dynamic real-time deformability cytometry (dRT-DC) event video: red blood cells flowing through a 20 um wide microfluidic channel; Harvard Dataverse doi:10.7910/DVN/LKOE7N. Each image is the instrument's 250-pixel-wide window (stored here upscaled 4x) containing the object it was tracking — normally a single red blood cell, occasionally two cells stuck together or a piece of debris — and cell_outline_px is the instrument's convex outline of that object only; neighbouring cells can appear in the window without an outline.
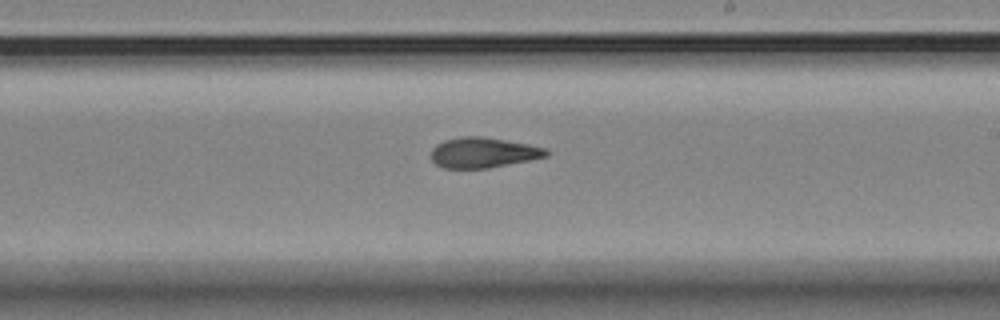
{"species": "Egyptian fruit bat (a non-hibernating species)", "species_latin": "Rousettus aegyptiacus", "temperature_condition": "room temperature", "stored_images_in_passage": 9, "camera_frame_rate_fps": 3000, "um_per_image_px": 0.085, "animal": {"sex": "female"}, "frame": {"image": 1, "passage_image": 8, "time_ms": 2.333, "image_size_px": [1000, 320], "cell_outline_px": [[548, 156], [488, 168], [444, 168], [436, 164], [432, 160], [432, 148], [436, 144], [444, 140], [460, 136], [484, 136], [528, 144], [548, 148]], "centroid_in_image_um": [41.06, 12.96], "position_along_channel_um": 247.9, "area_um2": 20.35}}
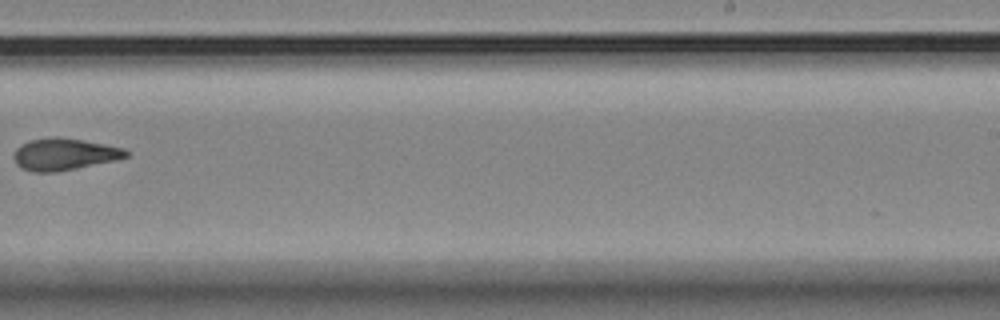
{"frame": {"image": 2, "passage_image": 9, "time_ms": 2.667, "image_size_px": [1000, 320], "cell_outline_px": [[128, 156], [116, 160], [56, 172], [32, 172], [20, 168], [16, 164], [12, 156], [16, 148], [20, 144], [32, 140], [52, 136], [84, 140], [124, 148], [128, 152]], "centroid_in_image_um": [5.41, 13.11], "position_along_channel_um": 283.6, "area_um2": 20.92}}